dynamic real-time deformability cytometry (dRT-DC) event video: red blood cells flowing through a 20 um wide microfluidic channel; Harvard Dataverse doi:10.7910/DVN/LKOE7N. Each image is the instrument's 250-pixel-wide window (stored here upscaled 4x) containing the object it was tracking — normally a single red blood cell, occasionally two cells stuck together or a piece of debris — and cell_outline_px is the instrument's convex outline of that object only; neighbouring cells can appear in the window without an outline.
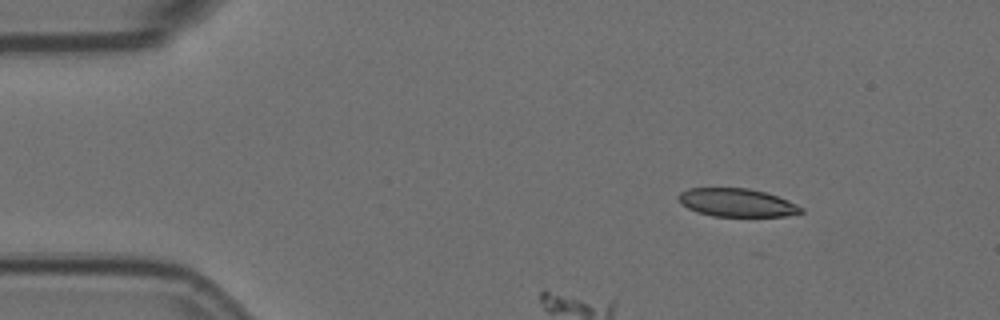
{"species": "Egyptian fruit bat (a non-hibernating species)", "species_latin": "Rousettus aegyptiacus", "temperature_condition": "room temperature", "stored_images_in_passage": 6, "camera_frame_rate_fps": 3000, "um_per_image_px": 0.085, "animal": {"sex": "female"}, "frame": {"image": 1, "passage_image": 1, "time_ms": 0.0, "image_size_px": [1000, 320], "cell_outline_px": [[804, 212], [784, 216], [712, 216], [688, 208], [680, 204], [676, 196], [680, 192], [688, 188], [748, 188], [764, 192], [788, 200], [804, 208]], "centroid_in_image_um": [62.61, 17.22], "position_along_channel_um": 22.4, "area_um2": 20.11}}